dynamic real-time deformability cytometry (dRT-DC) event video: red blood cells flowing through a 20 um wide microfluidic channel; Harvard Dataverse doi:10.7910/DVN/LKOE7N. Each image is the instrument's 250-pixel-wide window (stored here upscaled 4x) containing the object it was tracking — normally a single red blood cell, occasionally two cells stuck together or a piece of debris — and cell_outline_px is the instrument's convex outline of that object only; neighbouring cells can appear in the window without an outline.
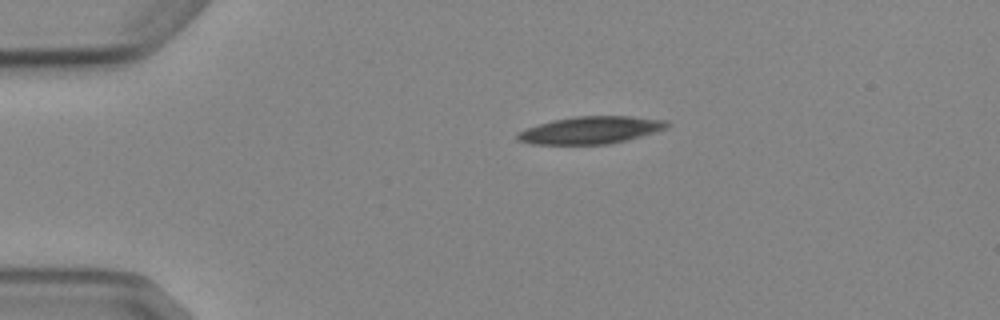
{"species": "Egyptian fruit bat (a non-hibernating species)", "species_latin": "Rousettus aegyptiacus", "temperature_condition": "cold", "stored_images_in_passage": 2, "camera_frame_rate_fps": 3000, "um_per_image_px": 0.085, "animal": {"sex": "female"}, "frame": {"image": 1, "passage_image": 1, "time_ms": 0.0, "image_size_px": [1000, 320], "cell_outline_px": [[672, 124], [668, 128], [640, 136], [608, 144], [532, 144], [516, 140], [516, 132], [552, 120], [576, 116], [632, 116], [668, 120]], "centroid_in_image_um": [50.23, 11.05], "position_along_channel_um": 34.8, "area_um2": 23.81}}